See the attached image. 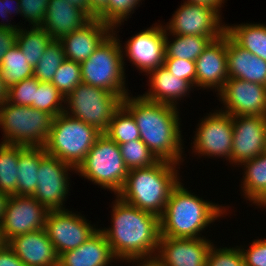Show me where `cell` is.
<instances>
[{
  "label": "cell",
  "mask_w": 266,
  "mask_h": 266,
  "mask_svg": "<svg viewBox=\"0 0 266 266\" xmlns=\"http://www.w3.org/2000/svg\"><path fill=\"white\" fill-rule=\"evenodd\" d=\"M112 210V227L101 231L115 258L135 262L156 256L160 218L122 201L118 196Z\"/></svg>",
  "instance_id": "1"
},
{
  "label": "cell",
  "mask_w": 266,
  "mask_h": 266,
  "mask_svg": "<svg viewBox=\"0 0 266 266\" xmlns=\"http://www.w3.org/2000/svg\"><path fill=\"white\" fill-rule=\"evenodd\" d=\"M140 131V139L158 160L178 164L182 160L179 112L176 106L139 97L122 100ZM180 160V161H179Z\"/></svg>",
  "instance_id": "2"
},
{
  "label": "cell",
  "mask_w": 266,
  "mask_h": 266,
  "mask_svg": "<svg viewBox=\"0 0 266 266\" xmlns=\"http://www.w3.org/2000/svg\"><path fill=\"white\" fill-rule=\"evenodd\" d=\"M181 184L178 182L172 188L160 217V237L201 238L198 233L225 209L191 194Z\"/></svg>",
  "instance_id": "3"
},
{
  "label": "cell",
  "mask_w": 266,
  "mask_h": 266,
  "mask_svg": "<svg viewBox=\"0 0 266 266\" xmlns=\"http://www.w3.org/2000/svg\"><path fill=\"white\" fill-rule=\"evenodd\" d=\"M176 166L175 163L159 160L150 167L131 169L116 196L160 218L172 188L179 182Z\"/></svg>",
  "instance_id": "4"
},
{
  "label": "cell",
  "mask_w": 266,
  "mask_h": 266,
  "mask_svg": "<svg viewBox=\"0 0 266 266\" xmlns=\"http://www.w3.org/2000/svg\"><path fill=\"white\" fill-rule=\"evenodd\" d=\"M101 134L95 127L63 112L53 119L43 147L47 154L77 169Z\"/></svg>",
  "instance_id": "5"
},
{
  "label": "cell",
  "mask_w": 266,
  "mask_h": 266,
  "mask_svg": "<svg viewBox=\"0 0 266 266\" xmlns=\"http://www.w3.org/2000/svg\"><path fill=\"white\" fill-rule=\"evenodd\" d=\"M54 117L31 106H20L7 100L0 105L2 143L43 147L48 139Z\"/></svg>",
  "instance_id": "6"
},
{
  "label": "cell",
  "mask_w": 266,
  "mask_h": 266,
  "mask_svg": "<svg viewBox=\"0 0 266 266\" xmlns=\"http://www.w3.org/2000/svg\"><path fill=\"white\" fill-rule=\"evenodd\" d=\"M111 33L100 46L80 64L82 83L100 87L124 99L128 94L124 81L123 51L119 39Z\"/></svg>",
  "instance_id": "7"
},
{
  "label": "cell",
  "mask_w": 266,
  "mask_h": 266,
  "mask_svg": "<svg viewBox=\"0 0 266 266\" xmlns=\"http://www.w3.org/2000/svg\"><path fill=\"white\" fill-rule=\"evenodd\" d=\"M84 178L118 194L129 172L119 145L102 133L91 147L84 161L75 170Z\"/></svg>",
  "instance_id": "8"
},
{
  "label": "cell",
  "mask_w": 266,
  "mask_h": 266,
  "mask_svg": "<svg viewBox=\"0 0 266 266\" xmlns=\"http://www.w3.org/2000/svg\"><path fill=\"white\" fill-rule=\"evenodd\" d=\"M122 100L116 93L80 83L65 97L64 103L69 105L70 111L65 108L64 112L105 133L115 111L122 105Z\"/></svg>",
  "instance_id": "9"
},
{
  "label": "cell",
  "mask_w": 266,
  "mask_h": 266,
  "mask_svg": "<svg viewBox=\"0 0 266 266\" xmlns=\"http://www.w3.org/2000/svg\"><path fill=\"white\" fill-rule=\"evenodd\" d=\"M49 209L33 196L10 195L1 222L6 242L17 235L45 228Z\"/></svg>",
  "instance_id": "10"
},
{
  "label": "cell",
  "mask_w": 266,
  "mask_h": 266,
  "mask_svg": "<svg viewBox=\"0 0 266 266\" xmlns=\"http://www.w3.org/2000/svg\"><path fill=\"white\" fill-rule=\"evenodd\" d=\"M44 229L58 256L78 248L98 230L87 223L83 216L67 209L50 210Z\"/></svg>",
  "instance_id": "11"
},
{
  "label": "cell",
  "mask_w": 266,
  "mask_h": 266,
  "mask_svg": "<svg viewBox=\"0 0 266 266\" xmlns=\"http://www.w3.org/2000/svg\"><path fill=\"white\" fill-rule=\"evenodd\" d=\"M172 17L165 29L172 35L206 36L212 41L226 31L219 12L206 5L185 2Z\"/></svg>",
  "instance_id": "12"
},
{
  "label": "cell",
  "mask_w": 266,
  "mask_h": 266,
  "mask_svg": "<svg viewBox=\"0 0 266 266\" xmlns=\"http://www.w3.org/2000/svg\"><path fill=\"white\" fill-rule=\"evenodd\" d=\"M70 168L76 170L58 158L46 154L39 164L37 186L32 196L49 210L65 209L62 205L69 191L67 171H70Z\"/></svg>",
  "instance_id": "13"
},
{
  "label": "cell",
  "mask_w": 266,
  "mask_h": 266,
  "mask_svg": "<svg viewBox=\"0 0 266 266\" xmlns=\"http://www.w3.org/2000/svg\"><path fill=\"white\" fill-rule=\"evenodd\" d=\"M231 116H266V86L241 79L228 78L218 93Z\"/></svg>",
  "instance_id": "14"
},
{
  "label": "cell",
  "mask_w": 266,
  "mask_h": 266,
  "mask_svg": "<svg viewBox=\"0 0 266 266\" xmlns=\"http://www.w3.org/2000/svg\"><path fill=\"white\" fill-rule=\"evenodd\" d=\"M210 115V116H209ZM194 137L195 152L207 156H224L231 160L233 142L232 116L223 111L208 114Z\"/></svg>",
  "instance_id": "15"
},
{
  "label": "cell",
  "mask_w": 266,
  "mask_h": 266,
  "mask_svg": "<svg viewBox=\"0 0 266 266\" xmlns=\"http://www.w3.org/2000/svg\"><path fill=\"white\" fill-rule=\"evenodd\" d=\"M231 161L242 164L266 151V116H232Z\"/></svg>",
  "instance_id": "16"
},
{
  "label": "cell",
  "mask_w": 266,
  "mask_h": 266,
  "mask_svg": "<svg viewBox=\"0 0 266 266\" xmlns=\"http://www.w3.org/2000/svg\"><path fill=\"white\" fill-rule=\"evenodd\" d=\"M165 28L155 25L137 33L126 43V56L143 72L149 73L164 65Z\"/></svg>",
  "instance_id": "17"
},
{
  "label": "cell",
  "mask_w": 266,
  "mask_h": 266,
  "mask_svg": "<svg viewBox=\"0 0 266 266\" xmlns=\"http://www.w3.org/2000/svg\"><path fill=\"white\" fill-rule=\"evenodd\" d=\"M210 242L203 237H160L155 258L165 266H206Z\"/></svg>",
  "instance_id": "18"
},
{
  "label": "cell",
  "mask_w": 266,
  "mask_h": 266,
  "mask_svg": "<svg viewBox=\"0 0 266 266\" xmlns=\"http://www.w3.org/2000/svg\"><path fill=\"white\" fill-rule=\"evenodd\" d=\"M226 32L219 38L210 41L195 60L196 86L217 88L219 92L228 77L226 55Z\"/></svg>",
  "instance_id": "19"
},
{
  "label": "cell",
  "mask_w": 266,
  "mask_h": 266,
  "mask_svg": "<svg viewBox=\"0 0 266 266\" xmlns=\"http://www.w3.org/2000/svg\"><path fill=\"white\" fill-rule=\"evenodd\" d=\"M113 32V28L97 18H92L83 27L63 36L62 43L65 58L83 63Z\"/></svg>",
  "instance_id": "20"
},
{
  "label": "cell",
  "mask_w": 266,
  "mask_h": 266,
  "mask_svg": "<svg viewBox=\"0 0 266 266\" xmlns=\"http://www.w3.org/2000/svg\"><path fill=\"white\" fill-rule=\"evenodd\" d=\"M7 245L26 266H58V254L44 228L13 237Z\"/></svg>",
  "instance_id": "21"
},
{
  "label": "cell",
  "mask_w": 266,
  "mask_h": 266,
  "mask_svg": "<svg viewBox=\"0 0 266 266\" xmlns=\"http://www.w3.org/2000/svg\"><path fill=\"white\" fill-rule=\"evenodd\" d=\"M226 45L228 77L266 86V61L239 46L227 33Z\"/></svg>",
  "instance_id": "22"
},
{
  "label": "cell",
  "mask_w": 266,
  "mask_h": 266,
  "mask_svg": "<svg viewBox=\"0 0 266 266\" xmlns=\"http://www.w3.org/2000/svg\"><path fill=\"white\" fill-rule=\"evenodd\" d=\"M47 7V14L41 27L53 40H60L92 19L86 12L66 0H49Z\"/></svg>",
  "instance_id": "23"
},
{
  "label": "cell",
  "mask_w": 266,
  "mask_h": 266,
  "mask_svg": "<svg viewBox=\"0 0 266 266\" xmlns=\"http://www.w3.org/2000/svg\"><path fill=\"white\" fill-rule=\"evenodd\" d=\"M115 256L106 236L98 229L78 248L66 251L58 257V266H107Z\"/></svg>",
  "instance_id": "24"
},
{
  "label": "cell",
  "mask_w": 266,
  "mask_h": 266,
  "mask_svg": "<svg viewBox=\"0 0 266 266\" xmlns=\"http://www.w3.org/2000/svg\"><path fill=\"white\" fill-rule=\"evenodd\" d=\"M147 75H149L151 88L142 96L153 102L176 106V99L185 97L192 87L186 80L172 75L164 66L151 70Z\"/></svg>",
  "instance_id": "25"
},
{
  "label": "cell",
  "mask_w": 266,
  "mask_h": 266,
  "mask_svg": "<svg viewBox=\"0 0 266 266\" xmlns=\"http://www.w3.org/2000/svg\"><path fill=\"white\" fill-rule=\"evenodd\" d=\"M46 154L44 147L19 145L17 195L32 196L34 194L38 181L39 164Z\"/></svg>",
  "instance_id": "26"
},
{
  "label": "cell",
  "mask_w": 266,
  "mask_h": 266,
  "mask_svg": "<svg viewBox=\"0 0 266 266\" xmlns=\"http://www.w3.org/2000/svg\"><path fill=\"white\" fill-rule=\"evenodd\" d=\"M243 165L246 169L242 189L245 197L260 207H266V151Z\"/></svg>",
  "instance_id": "27"
},
{
  "label": "cell",
  "mask_w": 266,
  "mask_h": 266,
  "mask_svg": "<svg viewBox=\"0 0 266 266\" xmlns=\"http://www.w3.org/2000/svg\"><path fill=\"white\" fill-rule=\"evenodd\" d=\"M239 46L266 61V25L226 26L225 31Z\"/></svg>",
  "instance_id": "28"
},
{
  "label": "cell",
  "mask_w": 266,
  "mask_h": 266,
  "mask_svg": "<svg viewBox=\"0 0 266 266\" xmlns=\"http://www.w3.org/2000/svg\"><path fill=\"white\" fill-rule=\"evenodd\" d=\"M51 35L41 26H35L28 30L19 29L16 32V44L33 68L44 54L46 47L52 42Z\"/></svg>",
  "instance_id": "29"
},
{
  "label": "cell",
  "mask_w": 266,
  "mask_h": 266,
  "mask_svg": "<svg viewBox=\"0 0 266 266\" xmlns=\"http://www.w3.org/2000/svg\"><path fill=\"white\" fill-rule=\"evenodd\" d=\"M33 69L17 44L8 49L0 64L2 78L8 88L33 77Z\"/></svg>",
  "instance_id": "30"
},
{
  "label": "cell",
  "mask_w": 266,
  "mask_h": 266,
  "mask_svg": "<svg viewBox=\"0 0 266 266\" xmlns=\"http://www.w3.org/2000/svg\"><path fill=\"white\" fill-rule=\"evenodd\" d=\"M165 32V57L181 58L183 60L195 61L210 43L206 36L198 35H173L175 40H168Z\"/></svg>",
  "instance_id": "31"
},
{
  "label": "cell",
  "mask_w": 266,
  "mask_h": 266,
  "mask_svg": "<svg viewBox=\"0 0 266 266\" xmlns=\"http://www.w3.org/2000/svg\"><path fill=\"white\" fill-rule=\"evenodd\" d=\"M19 145L0 144V191L17 195Z\"/></svg>",
  "instance_id": "32"
},
{
  "label": "cell",
  "mask_w": 266,
  "mask_h": 266,
  "mask_svg": "<svg viewBox=\"0 0 266 266\" xmlns=\"http://www.w3.org/2000/svg\"><path fill=\"white\" fill-rule=\"evenodd\" d=\"M104 134L118 145L140 139V131L135 119L123 105L115 111Z\"/></svg>",
  "instance_id": "33"
},
{
  "label": "cell",
  "mask_w": 266,
  "mask_h": 266,
  "mask_svg": "<svg viewBox=\"0 0 266 266\" xmlns=\"http://www.w3.org/2000/svg\"><path fill=\"white\" fill-rule=\"evenodd\" d=\"M65 59L62 43L59 40H53L34 67L33 77L40 82H51L58 67Z\"/></svg>",
  "instance_id": "34"
},
{
  "label": "cell",
  "mask_w": 266,
  "mask_h": 266,
  "mask_svg": "<svg viewBox=\"0 0 266 266\" xmlns=\"http://www.w3.org/2000/svg\"><path fill=\"white\" fill-rule=\"evenodd\" d=\"M119 148L128 170L150 167L159 161L141 139L122 143Z\"/></svg>",
  "instance_id": "35"
},
{
  "label": "cell",
  "mask_w": 266,
  "mask_h": 266,
  "mask_svg": "<svg viewBox=\"0 0 266 266\" xmlns=\"http://www.w3.org/2000/svg\"><path fill=\"white\" fill-rule=\"evenodd\" d=\"M62 102H65V97L51 82H41L31 107L47 112L55 118L65 110Z\"/></svg>",
  "instance_id": "36"
},
{
  "label": "cell",
  "mask_w": 266,
  "mask_h": 266,
  "mask_svg": "<svg viewBox=\"0 0 266 266\" xmlns=\"http://www.w3.org/2000/svg\"><path fill=\"white\" fill-rule=\"evenodd\" d=\"M51 83L66 97L82 83L80 64L65 59L55 72Z\"/></svg>",
  "instance_id": "37"
},
{
  "label": "cell",
  "mask_w": 266,
  "mask_h": 266,
  "mask_svg": "<svg viewBox=\"0 0 266 266\" xmlns=\"http://www.w3.org/2000/svg\"><path fill=\"white\" fill-rule=\"evenodd\" d=\"M141 0H108L107 7L96 17L103 23L114 28L134 11Z\"/></svg>",
  "instance_id": "38"
},
{
  "label": "cell",
  "mask_w": 266,
  "mask_h": 266,
  "mask_svg": "<svg viewBox=\"0 0 266 266\" xmlns=\"http://www.w3.org/2000/svg\"><path fill=\"white\" fill-rule=\"evenodd\" d=\"M40 83L37 78L31 77L10 86L7 101L14 105L31 106L35 102V95Z\"/></svg>",
  "instance_id": "39"
},
{
  "label": "cell",
  "mask_w": 266,
  "mask_h": 266,
  "mask_svg": "<svg viewBox=\"0 0 266 266\" xmlns=\"http://www.w3.org/2000/svg\"><path fill=\"white\" fill-rule=\"evenodd\" d=\"M206 266H245L240 248H219L212 246L206 258Z\"/></svg>",
  "instance_id": "40"
},
{
  "label": "cell",
  "mask_w": 266,
  "mask_h": 266,
  "mask_svg": "<svg viewBox=\"0 0 266 266\" xmlns=\"http://www.w3.org/2000/svg\"><path fill=\"white\" fill-rule=\"evenodd\" d=\"M172 75L178 79L186 80L192 87L196 85V63L195 61L183 60L181 58L164 57L163 65Z\"/></svg>",
  "instance_id": "41"
},
{
  "label": "cell",
  "mask_w": 266,
  "mask_h": 266,
  "mask_svg": "<svg viewBox=\"0 0 266 266\" xmlns=\"http://www.w3.org/2000/svg\"><path fill=\"white\" fill-rule=\"evenodd\" d=\"M21 11L20 15L24 16L32 25L42 26L47 14L49 0H19Z\"/></svg>",
  "instance_id": "42"
},
{
  "label": "cell",
  "mask_w": 266,
  "mask_h": 266,
  "mask_svg": "<svg viewBox=\"0 0 266 266\" xmlns=\"http://www.w3.org/2000/svg\"><path fill=\"white\" fill-rule=\"evenodd\" d=\"M245 266H266V239L255 240L249 249H240Z\"/></svg>",
  "instance_id": "43"
},
{
  "label": "cell",
  "mask_w": 266,
  "mask_h": 266,
  "mask_svg": "<svg viewBox=\"0 0 266 266\" xmlns=\"http://www.w3.org/2000/svg\"><path fill=\"white\" fill-rule=\"evenodd\" d=\"M17 25L0 23V64L5 53L16 44Z\"/></svg>",
  "instance_id": "44"
},
{
  "label": "cell",
  "mask_w": 266,
  "mask_h": 266,
  "mask_svg": "<svg viewBox=\"0 0 266 266\" xmlns=\"http://www.w3.org/2000/svg\"><path fill=\"white\" fill-rule=\"evenodd\" d=\"M0 266H26L6 244L0 250Z\"/></svg>",
  "instance_id": "45"
},
{
  "label": "cell",
  "mask_w": 266,
  "mask_h": 266,
  "mask_svg": "<svg viewBox=\"0 0 266 266\" xmlns=\"http://www.w3.org/2000/svg\"><path fill=\"white\" fill-rule=\"evenodd\" d=\"M89 1V16L96 18L108 4V0H88Z\"/></svg>",
  "instance_id": "46"
},
{
  "label": "cell",
  "mask_w": 266,
  "mask_h": 266,
  "mask_svg": "<svg viewBox=\"0 0 266 266\" xmlns=\"http://www.w3.org/2000/svg\"><path fill=\"white\" fill-rule=\"evenodd\" d=\"M10 1L11 0H0V15L2 16V17H8V13L9 14H11V11H12V8H11V6H9V4H10ZM13 1V0H12ZM11 1V2H12ZM14 1H17L16 2V7H14L15 9L13 10L15 13H20V11H21V6H20V1L19 0H14ZM9 3V4H8ZM13 3V2H12ZM3 20V19H2ZM7 20V19H6Z\"/></svg>",
  "instance_id": "47"
},
{
  "label": "cell",
  "mask_w": 266,
  "mask_h": 266,
  "mask_svg": "<svg viewBox=\"0 0 266 266\" xmlns=\"http://www.w3.org/2000/svg\"><path fill=\"white\" fill-rule=\"evenodd\" d=\"M187 3H193V4H202L209 6L211 8H214L219 12V8H221L222 3H224V0H187Z\"/></svg>",
  "instance_id": "48"
},
{
  "label": "cell",
  "mask_w": 266,
  "mask_h": 266,
  "mask_svg": "<svg viewBox=\"0 0 266 266\" xmlns=\"http://www.w3.org/2000/svg\"><path fill=\"white\" fill-rule=\"evenodd\" d=\"M69 4L74 5L89 15V1L88 0H66Z\"/></svg>",
  "instance_id": "49"
},
{
  "label": "cell",
  "mask_w": 266,
  "mask_h": 266,
  "mask_svg": "<svg viewBox=\"0 0 266 266\" xmlns=\"http://www.w3.org/2000/svg\"><path fill=\"white\" fill-rule=\"evenodd\" d=\"M10 198V195L0 191V223L2 222L4 211L6 209L7 202Z\"/></svg>",
  "instance_id": "50"
},
{
  "label": "cell",
  "mask_w": 266,
  "mask_h": 266,
  "mask_svg": "<svg viewBox=\"0 0 266 266\" xmlns=\"http://www.w3.org/2000/svg\"><path fill=\"white\" fill-rule=\"evenodd\" d=\"M8 87L5 85V82L2 78V73L0 70V105L7 100Z\"/></svg>",
  "instance_id": "51"
},
{
  "label": "cell",
  "mask_w": 266,
  "mask_h": 266,
  "mask_svg": "<svg viewBox=\"0 0 266 266\" xmlns=\"http://www.w3.org/2000/svg\"><path fill=\"white\" fill-rule=\"evenodd\" d=\"M139 260L140 261L142 260V262L144 260L143 263L140 262V264H141L140 266H165L158 259H156L155 257H152V258H144V259H137V262Z\"/></svg>",
  "instance_id": "52"
},
{
  "label": "cell",
  "mask_w": 266,
  "mask_h": 266,
  "mask_svg": "<svg viewBox=\"0 0 266 266\" xmlns=\"http://www.w3.org/2000/svg\"><path fill=\"white\" fill-rule=\"evenodd\" d=\"M7 244L5 241L3 234H2V228H1V223H0V250Z\"/></svg>",
  "instance_id": "53"
}]
</instances>
